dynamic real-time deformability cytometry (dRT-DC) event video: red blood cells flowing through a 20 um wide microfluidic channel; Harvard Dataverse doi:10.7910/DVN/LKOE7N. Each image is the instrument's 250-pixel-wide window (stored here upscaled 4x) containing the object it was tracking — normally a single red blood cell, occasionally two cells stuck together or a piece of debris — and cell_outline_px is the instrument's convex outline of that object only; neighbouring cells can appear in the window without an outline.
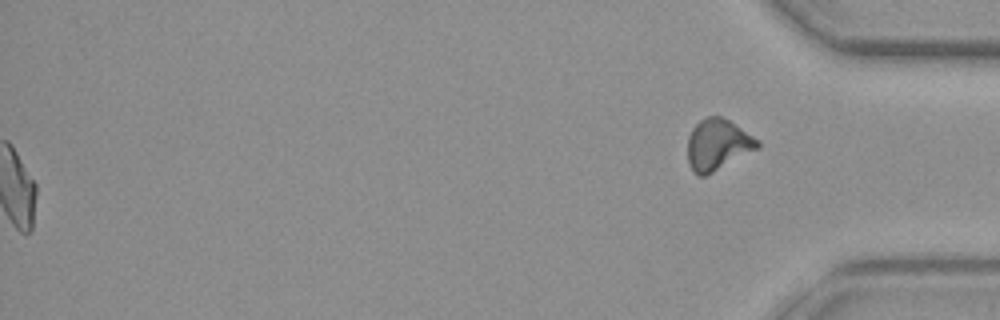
{"species": "common noctule bat (a hibernating species)", "species_latin": "Nyctalus noctula", "temperature_condition": "warm", "stored_images_in_passage": 54, "segment_of_instrument_passage": [2, 2], "camera_frame_rate_fps": 3000, "um_per_image_px": 0.085, "animal": {"sex": "female", "body_mass_g": 29.2, "forearm_length_mm": 56.3}, "frame": {"image": 1, "passage_image": 54, "time_ms": 17.667, "image_size_px": [1000, 320], "cell_outline_px": [[760, 148], [704, 176], [700, 176], [692, 172], [688, 164], [688, 136], [692, 128], [700, 120], [708, 116], [720, 116], [728, 120], [760, 140]], "centroid_in_image_um": [61.0, 12.3], "position_along_channel_um": 374.2, "area_um2": 20.81}}